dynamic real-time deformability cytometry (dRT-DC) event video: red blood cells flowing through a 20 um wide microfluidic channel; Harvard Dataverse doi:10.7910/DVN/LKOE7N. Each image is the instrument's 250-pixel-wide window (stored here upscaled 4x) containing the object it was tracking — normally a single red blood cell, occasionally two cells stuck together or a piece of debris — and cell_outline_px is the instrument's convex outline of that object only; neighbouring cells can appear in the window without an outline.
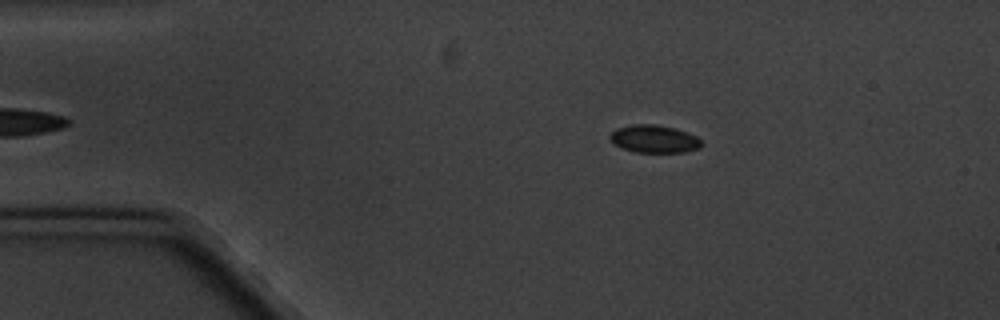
{"species": "common noctule bat (a hibernating species)", "species_latin": "Nyctalus noctula", "temperature_condition": "cold", "stored_images_in_passage": 5, "camera_frame_rate_fps": 3000, "um_per_image_px": 0.085, "animal": {"sex": "male", "body_mass_g": 20.1, "forearm_length_mm": 53.5}, "frame": {"image": 1, "passage_image": 2, "time_ms": 1.333, "image_size_px": [1000, 320], "cell_outline_px": [[704, 144], [700, 148], [684, 152], [636, 152], [620, 148], [608, 136], [616, 128], [632, 124], [656, 124], [688, 132], [696, 136]], "centroid_in_image_um": [55.61, 11.81], "position_along_channel_um": 29.4, "area_um2": 14.8}}
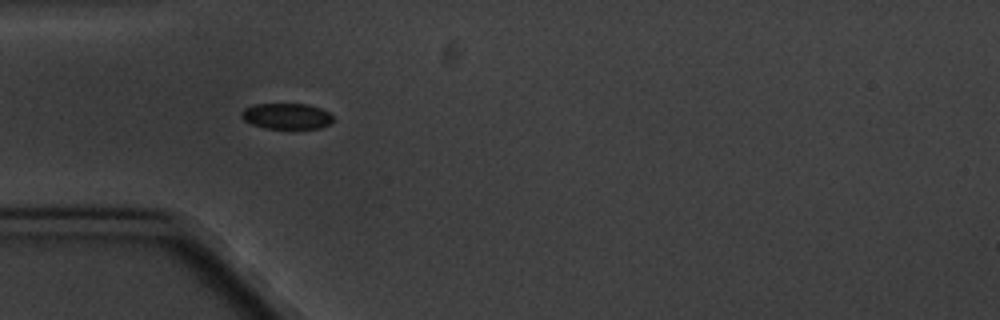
{"frame": {"image": 2, "passage_image": 4, "time_ms": 3.667, "image_size_px": [1000, 320], "cell_outline_px": [[332, 120], [328, 124], [320, 128], [264, 128], [252, 124], [244, 120], [240, 116], [240, 112], [244, 108], [256, 104], [308, 104], [320, 108], [328, 112], [332, 116]], "centroid_in_image_um": [24.32, 9.86], "position_along_channel_um": 60.7, "area_um2": 13.7}}